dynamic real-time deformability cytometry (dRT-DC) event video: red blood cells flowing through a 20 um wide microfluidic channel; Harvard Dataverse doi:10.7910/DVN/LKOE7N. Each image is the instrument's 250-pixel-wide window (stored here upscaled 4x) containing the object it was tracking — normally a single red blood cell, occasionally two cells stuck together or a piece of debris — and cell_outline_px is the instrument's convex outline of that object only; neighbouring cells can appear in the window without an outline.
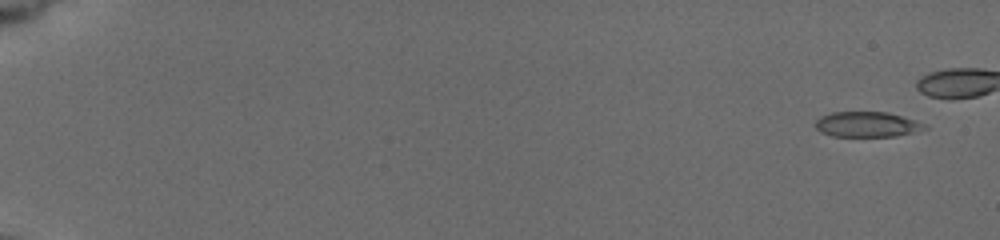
{"species": "common noctule bat (a hibernating species)", "species_latin": "Nyctalus noctula", "temperature_condition": "cold", "stored_images_in_passage": 16, "segment_of_instrument_passage": [1, 2], "camera_frame_rate_fps": 3000, "um_per_image_px": 0.085, "animal": {"sex": "female", "body_mass_g": 19.5, "forearm_length_mm": 54.1}, "frame": {"image": 1, "passage_image": 1, "time_ms": 0.0, "image_size_px": [1000, 240], "cell_outline_px": [[928, 128], [896, 136], [832, 136], [820, 132], [816, 128], [816, 120], [820, 116], [832, 112], [888, 112], [916, 120], [928, 124]], "centroid_in_image_um": [73.71, 10.57], "position_along_channel_um": 11.3, "area_um2": 16.13}}
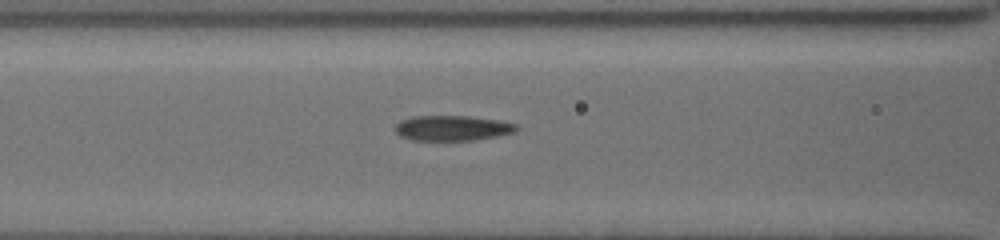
{"frame": {"image": 2, "passage_image": 14, "time_ms": 8.0, "image_size_px": [1000, 240], "cell_outline_px": [[520, 128], [516, 132], [496, 136], [472, 140], [412, 140], [400, 136], [396, 132], [396, 124], [400, 120], [412, 116], [468, 116], [500, 120], [516, 124]], "centroid_in_image_um": [38.46, 10.88], "position_along_channel_um": 128.1, "area_um2": 17.86}}